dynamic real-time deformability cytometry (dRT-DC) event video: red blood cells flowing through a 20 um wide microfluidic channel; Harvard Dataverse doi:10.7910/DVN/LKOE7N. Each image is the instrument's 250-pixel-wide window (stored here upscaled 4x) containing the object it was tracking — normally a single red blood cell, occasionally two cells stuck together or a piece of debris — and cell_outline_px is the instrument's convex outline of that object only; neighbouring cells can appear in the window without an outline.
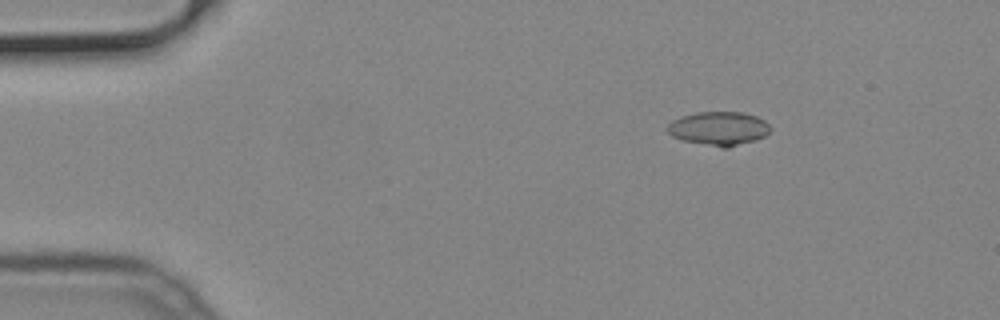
{"species": "common noctule bat (a hibernating species)", "species_latin": "Nyctalus noctula", "temperature_condition": "cold", "stored_images_in_passage": 48, "camera_frame_rate_fps": 3000, "um_per_image_px": 0.085, "animal": {"sex": "male", "body_mass_g": 19.2, "forearm_length_mm": 51.8}, "frame": {"image": 1, "passage_image": 4, "time_ms": 1.0, "image_size_px": [1000, 320], "cell_outline_px": [[772, 128], [764, 136], [728, 148], [720, 148], [680, 140], [672, 136], [668, 132], [668, 124], [672, 120], [680, 116], [696, 112], [740, 112], [756, 116], [764, 120]], "centroid_in_image_um": [61.05, 10.92], "position_along_channel_um": 23.9, "area_um2": 20.29}}
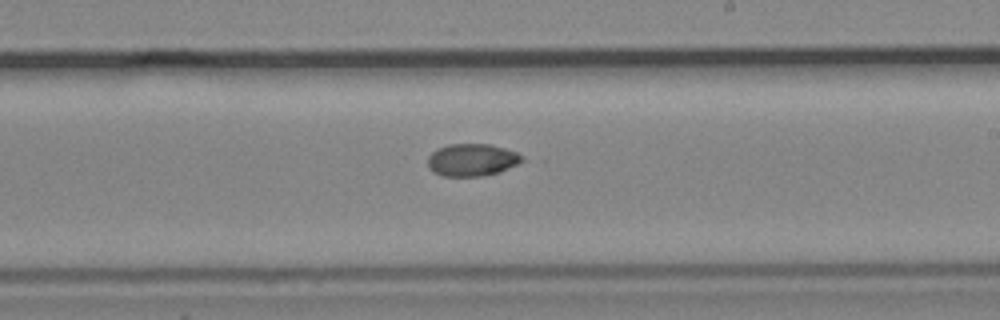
{"frame": {"image": 2, "passage_image": 27, "time_ms": 8.667, "image_size_px": [1000, 320], "cell_outline_px": [[524, 160], [500, 172], [480, 176], [444, 176], [432, 172], [428, 168], [428, 156], [436, 148], [448, 144], [488, 144], [504, 148], [516, 152]], "centroid_in_image_um": [40.06, 13.59], "position_along_channel_um": 248.9, "area_um2": 17.74}}
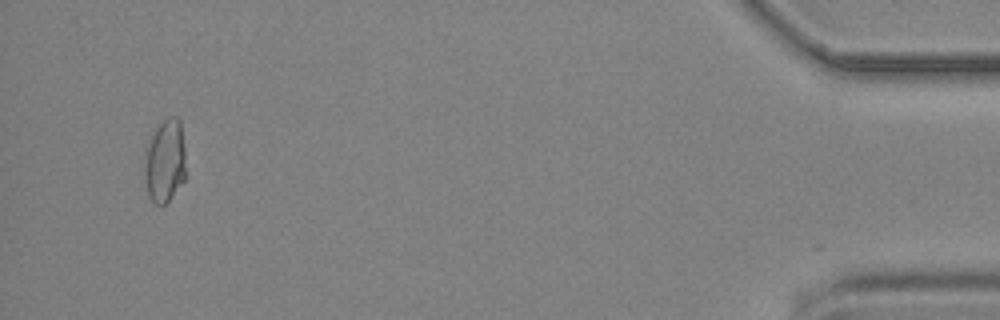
{"frame": {"image": 3, "passage_image": 46, "time_ms": 15.0, "image_size_px": [1000, 320], "cell_outline_px": [[184, 180], [168, 200], [164, 204], [156, 204], [148, 196], [144, 180], [144, 144], [156, 128], [168, 116], [176, 116], [180, 120], [184, 148]], "centroid_in_image_um": [13.97, 13.65], "position_along_channel_um": 421.2, "area_um2": 20.23}}